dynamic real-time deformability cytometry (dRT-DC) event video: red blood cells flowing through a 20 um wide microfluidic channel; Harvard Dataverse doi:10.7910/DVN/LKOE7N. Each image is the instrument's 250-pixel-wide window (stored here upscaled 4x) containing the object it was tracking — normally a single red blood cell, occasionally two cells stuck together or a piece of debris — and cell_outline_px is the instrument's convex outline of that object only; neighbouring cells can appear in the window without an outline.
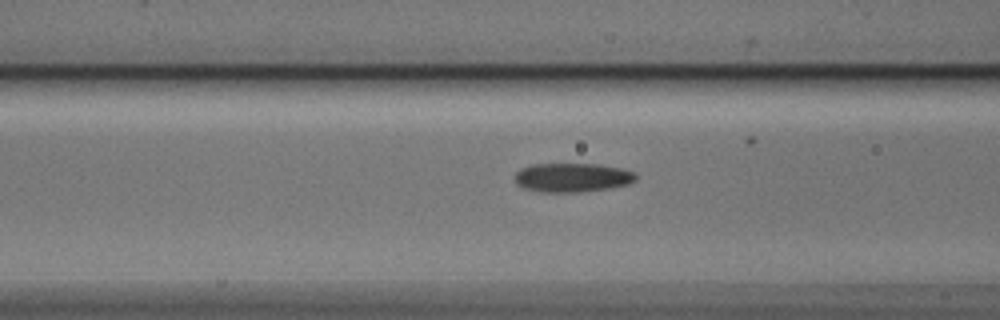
{"species": "Egyptian fruit bat (a non-hibernating species)", "species_latin": "Rousettus aegyptiacus", "temperature_condition": "cold", "stored_images_in_passage": 12, "camera_frame_rate_fps": 3000, "um_per_image_px": 0.085, "animal": {"sex": "male"}, "frame": {"image": 1, "passage_image": 10, "time_ms": 3.0, "image_size_px": [1000, 320], "cell_outline_px": [[636, 180], [628, 184], [612, 188], [576, 192], [540, 192], [524, 188], [516, 184], [512, 180], [516, 172], [520, 168], [532, 164], [600, 164], [624, 168], [636, 172]], "centroid_in_image_um": [48.64, 15.08], "position_along_channel_um": 118.0, "area_um2": 20.87}}